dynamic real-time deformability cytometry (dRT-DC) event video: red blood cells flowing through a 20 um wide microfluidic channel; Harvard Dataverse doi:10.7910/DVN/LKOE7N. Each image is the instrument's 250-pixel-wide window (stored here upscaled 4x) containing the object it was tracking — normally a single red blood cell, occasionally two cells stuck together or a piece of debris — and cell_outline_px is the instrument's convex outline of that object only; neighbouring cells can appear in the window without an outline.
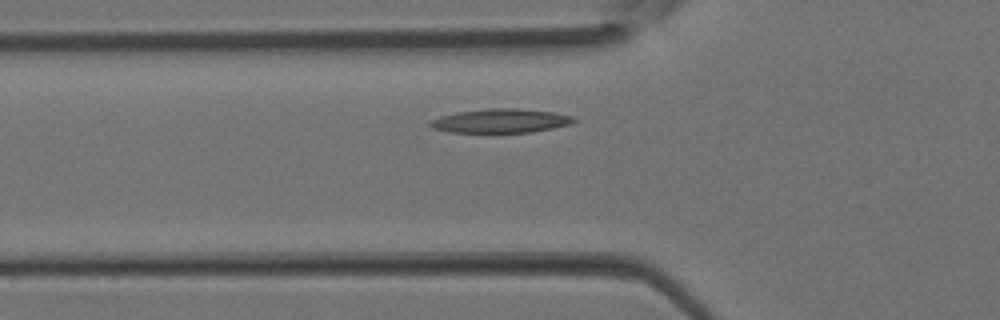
{"species": "Egyptian fruit bat (a non-hibernating species)", "species_latin": "Rousettus aegyptiacus", "temperature_condition": "room temperature", "stored_images_in_passage": 28, "camera_frame_rate_fps": 3000, "um_per_image_px": 0.085, "animal": {"sex": "female"}, "frame": {"image": 1, "passage_image": 6, "time_ms": 1.667, "image_size_px": [1000, 320], "cell_outline_px": [[576, 120], [568, 124], [552, 128], [532, 132], [448, 132], [432, 128], [428, 124], [428, 120], [440, 116], [456, 112], [488, 108], [516, 108], [552, 112], [572, 116]], "centroid_in_image_um": [42.47, 10.26], "position_along_channel_um": 83.3, "area_um2": 20.0}}
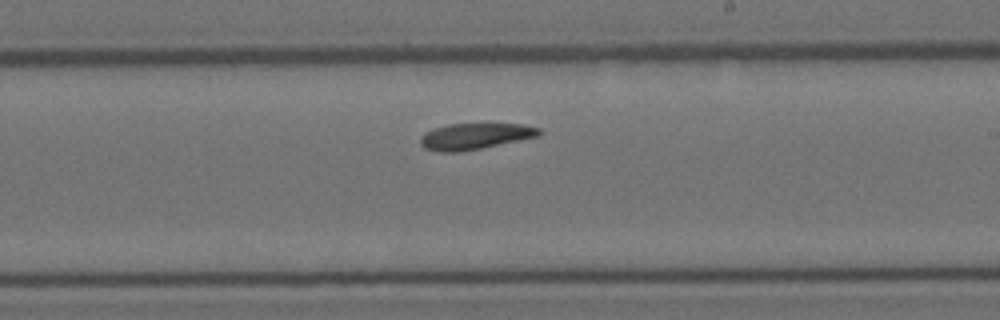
{"frame": {"image": 2, "passage_image": 15, "time_ms": 4.667, "image_size_px": [1000, 320], "cell_outline_px": [[544, 132], [540, 136], [460, 152], [440, 152], [424, 148], [420, 144], [420, 136], [424, 132], [448, 124], [524, 124], [540, 128]], "centroid_in_image_um": [40.39, 11.58], "position_along_channel_um": 248.6, "area_um2": 18.15}}
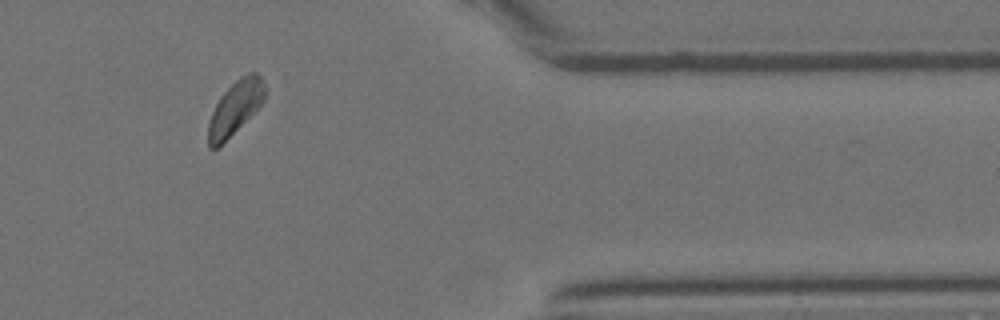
{"frame": {"image": 3, "passage_image": 24, "time_ms": 7.667, "image_size_px": [1000, 320], "cell_outline_px": [[268, 88], [264, 100], [216, 148], [208, 148], [208, 120], [220, 96], [240, 76], [248, 72], [256, 72], [260, 76]], "centroid_in_image_um": [20.0, 9.08], "position_along_channel_um": 391.4, "area_um2": 17.17}}